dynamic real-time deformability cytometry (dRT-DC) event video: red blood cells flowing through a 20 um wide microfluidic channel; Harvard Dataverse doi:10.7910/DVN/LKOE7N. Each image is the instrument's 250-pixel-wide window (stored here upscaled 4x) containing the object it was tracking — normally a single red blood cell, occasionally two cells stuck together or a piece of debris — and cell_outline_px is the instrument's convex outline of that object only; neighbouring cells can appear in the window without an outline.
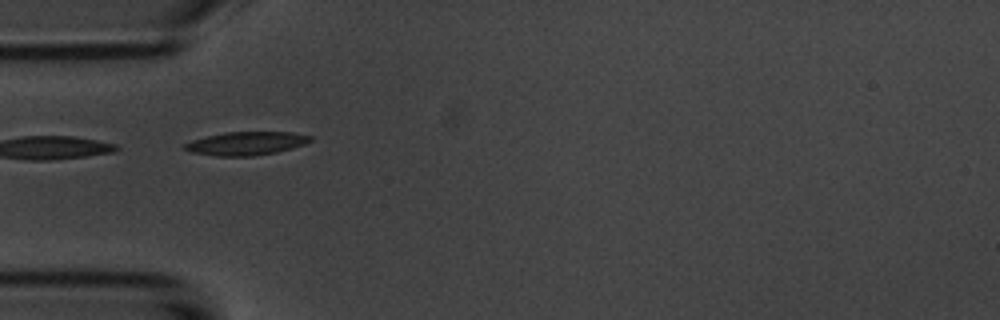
{"species": "common noctule bat (a hibernating species)", "species_latin": "Nyctalus noctula", "temperature_condition": "room temperature", "stored_images_in_passage": 11, "camera_frame_rate_fps": 3000, "um_per_image_px": 0.085, "animal": {"sex": "male", "body_mass_g": 20.1, "forearm_length_mm": 53.5}, "frame": {"image": 1, "passage_image": 5, "time_ms": 5.333, "image_size_px": [1000, 320], "cell_outline_px": [[312, 140], [304, 144], [292, 148], [276, 152], [252, 156], [216, 156], [188, 152], [184, 148], [184, 144], [192, 140], [224, 132], [292, 132], [312, 136]], "centroid_in_image_um": [20.91, 12.19], "position_along_channel_um": 64.1, "area_um2": 17.11}}
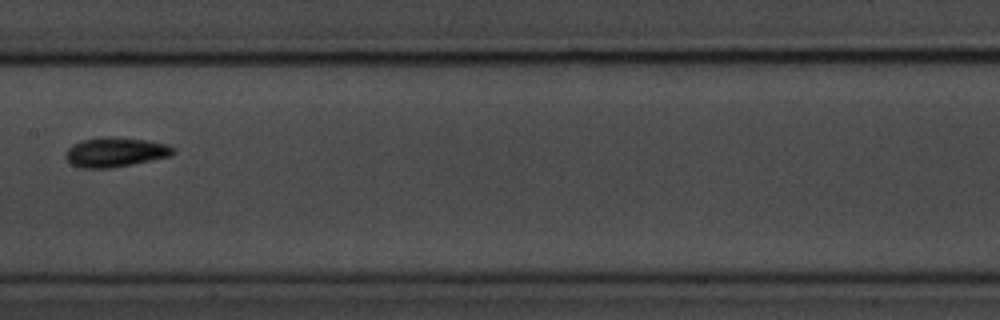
{"frame": {"image": 2, "passage_image": 8, "time_ms": 9.0, "image_size_px": [1000, 320], "cell_outline_px": [[176, 152], [168, 156], [132, 164], [112, 168], [76, 168], [64, 156], [68, 148], [72, 144], [80, 140], [100, 136], [112, 136], [144, 140], [168, 144], [176, 148]], "centroid_in_image_um": [9.76, 12.92], "position_along_channel_um": 197.6, "area_um2": 18.73}}
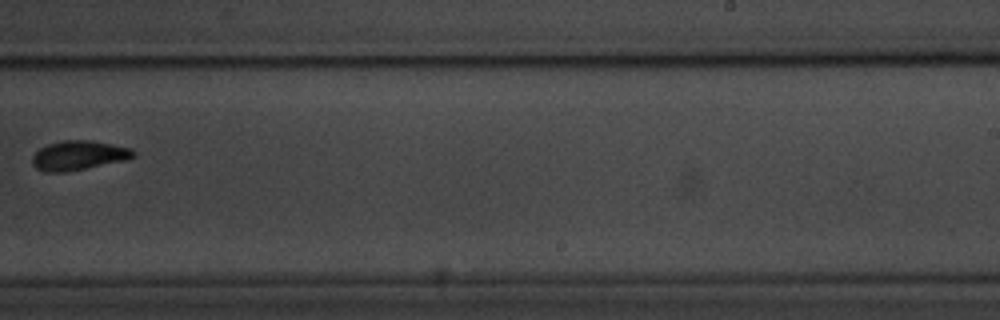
{"frame": {"image": 3, "passage_image": 10, "time_ms": 11.333, "image_size_px": [1000, 320], "cell_outline_px": [[136, 156], [128, 160], [64, 172], [44, 172], [36, 168], [32, 164], [32, 156], [40, 148], [48, 144], [64, 140], [88, 140], [112, 144], [132, 148], [136, 152]], "centroid_in_image_um": [6.71, 13.21], "position_along_channel_um": 282.3, "area_um2": 17.4}}